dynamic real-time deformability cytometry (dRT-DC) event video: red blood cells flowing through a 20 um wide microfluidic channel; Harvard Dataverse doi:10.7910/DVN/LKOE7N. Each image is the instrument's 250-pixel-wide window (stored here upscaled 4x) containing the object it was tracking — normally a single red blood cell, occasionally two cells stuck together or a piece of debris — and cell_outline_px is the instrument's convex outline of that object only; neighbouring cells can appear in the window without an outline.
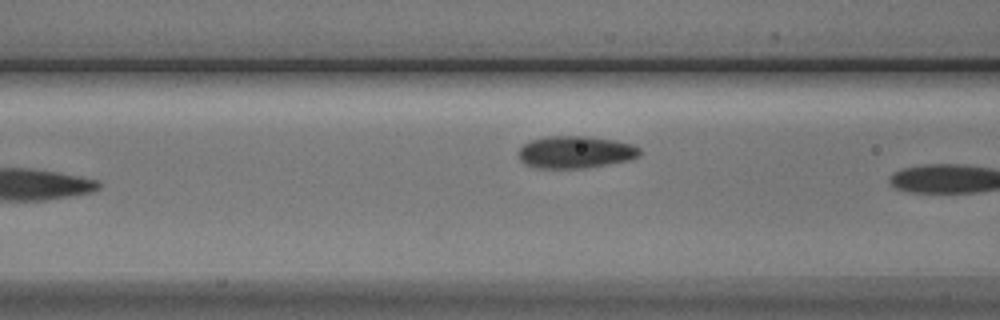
{"species": "Egyptian fruit bat (a non-hibernating species)", "species_latin": "Rousettus aegyptiacus", "temperature_condition": "cold", "stored_images_in_passage": 9, "camera_frame_rate_fps": 3000, "um_per_image_px": 0.085, "animal": {"sex": "male"}, "frame": {"image": 1, "passage_image": 7, "time_ms": 7.667, "image_size_px": [1000, 320], "cell_outline_px": [[640, 156], [628, 160], [588, 168], [536, 168], [524, 164], [520, 160], [520, 148], [528, 140], [544, 136], [588, 136], [612, 140], [632, 144], [640, 148]], "centroid_in_image_um": [48.89, 12.93], "position_along_channel_um": 117.7, "area_um2": 22.89}}